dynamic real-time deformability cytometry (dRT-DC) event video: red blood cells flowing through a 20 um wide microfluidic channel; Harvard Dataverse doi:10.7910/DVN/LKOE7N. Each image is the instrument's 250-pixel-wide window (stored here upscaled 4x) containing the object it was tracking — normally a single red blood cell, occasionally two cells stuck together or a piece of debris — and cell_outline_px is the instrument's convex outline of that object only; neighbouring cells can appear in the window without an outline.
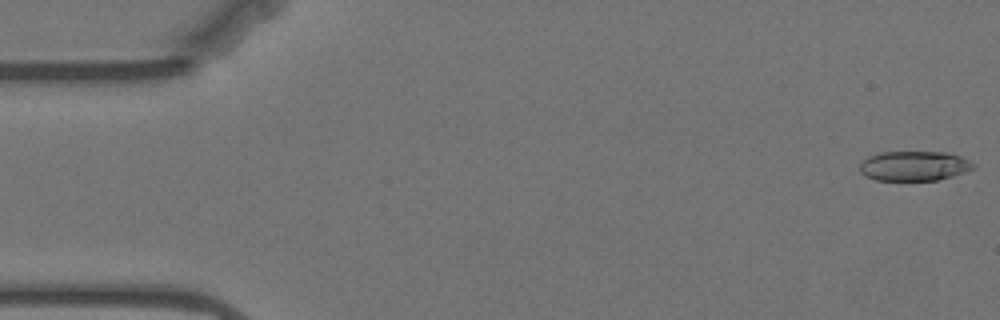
{"species": "Egyptian fruit bat (a non-hibernating species)", "species_latin": "Rousettus aegyptiacus", "temperature_condition": "warm", "stored_images_in_passage": 57, "camera_frame_rate_fps": 3000, "um_per_image_px": 0.085, "animal": {"sex": "female"}, "frame": {"image": 1, "passage_image": 1, "time_ms": 0.0, "image_size_px": [1000, 320], "cell_outline_px": [[976, 168], [952, 176], [936, 180], [876, 180], [864, 176], [860, 172], [860, 164], [868, 156], [880, 152], [948, 152], [960, 156], [976, 164]], "centroid_in_image_um": [77.7, 14.1], "position_along_channel_um": 7.3, "area_um2": 19.77}}
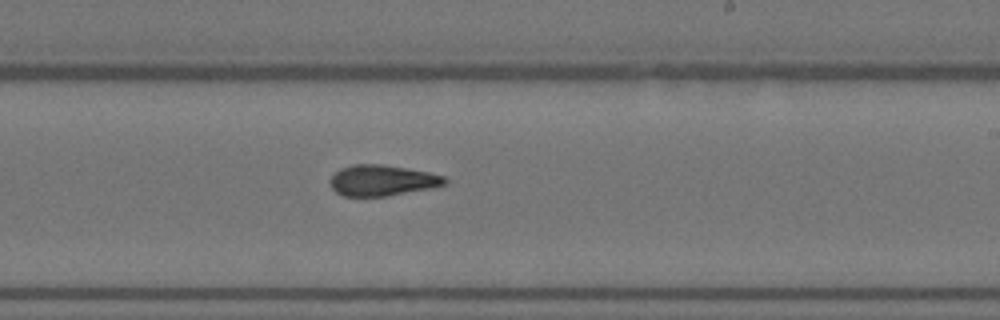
{"frame": {"image": 2, "passage_image": 33, "time_ms": 10.667, "image_size_px": [1000, 320], "cell_outline_px": [[448, 184], [432, 188], [388, 196], [340, 196], [332, 188], [328, 180], [340, 168], [352, 164], [384, 164], [428, 172], [444, 176], [448, 180]], "centroid_in_image_um": [32.48, 15.34], "position_along_channel_um": 256.5, "area_um2": 20.87}}
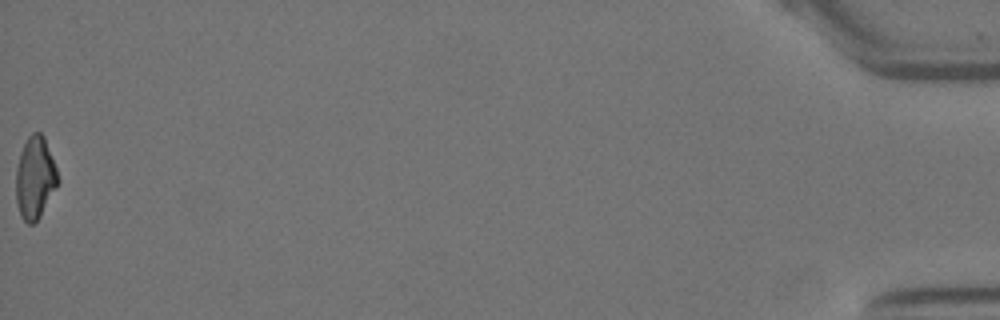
{"frame": {"image": 3, "passage_image": 57, "time_ms": 18.667, "image_size_px": [1000, 320], "cell_outline_px": [[60, 180], [56, 188], [40, 216], [32, 224], [28, 224], [20, 216], [16, 200], [16, 168], [20, 152], [28, 136], [32, 132], [40, 132], [44, 136], [56, 168]], "centroid_in_image_um": [2.97, 15.11], "position_along_channel_um": 432.2, "area_um2": 20.06}, "authors_computed_cell_mechanics": {"area_um2": 20.808, "velocity_mm_per_s": 3.5374, "shape_relaxation_time_tau1_ms": 9.7696, "shape_relaxation_time_tau2_ms": 3.2439, "deformation_change_tau1": 0.2054, "deformation_change_tau2": 0.1131}}